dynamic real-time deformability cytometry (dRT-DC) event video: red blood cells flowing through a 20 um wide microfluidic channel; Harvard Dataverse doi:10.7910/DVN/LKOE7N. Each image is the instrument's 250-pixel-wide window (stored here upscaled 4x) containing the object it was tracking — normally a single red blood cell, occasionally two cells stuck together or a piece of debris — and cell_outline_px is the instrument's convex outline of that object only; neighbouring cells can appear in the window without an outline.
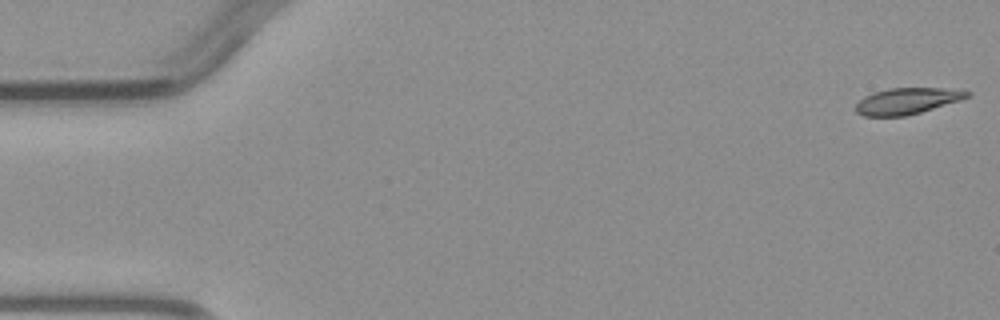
{"species": "common noctule bat (a hibernating species)", "species_latin": "Nyctalus noctula", "temperature_condition": "warm", "stored_images_in_passage": 5, "camera_frame_rate_fps": 3000, "um_per_image_px": 0.085, "animal": {"sex": "male", "body_mass_g": 23.1, "forearm_length_mm": 52.7}, "frame": {"image": 1, "passage_image": 1, "time_ms": 0.0, "image_size_px": [1000, 320], "cell_outline_px": [[972, 92], [968, 96], [960, 100], [920, 112], [904, 116], [864, 116], [856, 112], [856, 104], [864, 96], [872, 92], [888, 88], [964, 88]], "centroid_in_image_um": [77.13, 8.56], "position_along_channel_um": 7.9, "area_um2": 17.17}}